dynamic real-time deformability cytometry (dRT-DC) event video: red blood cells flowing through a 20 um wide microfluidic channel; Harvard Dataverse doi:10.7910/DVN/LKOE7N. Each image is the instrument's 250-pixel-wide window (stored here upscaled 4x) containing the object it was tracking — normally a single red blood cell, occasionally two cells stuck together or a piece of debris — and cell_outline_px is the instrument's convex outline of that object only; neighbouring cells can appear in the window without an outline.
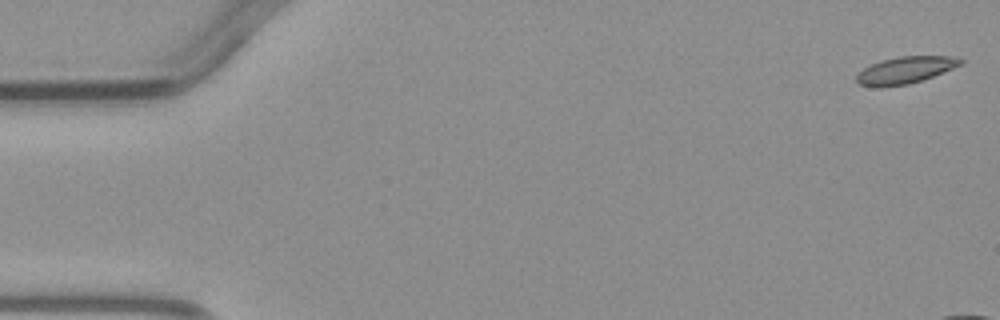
{"species": "common noctule bat (a hibernating species)", "species_latin": "Nyctalus noctula", "temperature_condition": "warm", "stored_images_in_passage": 7, "camera_frame_rate_fps": 3000, "um_per_image_px": 0.085, "animal": {"sex": "male", "body_mass_g": 23.1, "forearm_length_mm": 52.7}, "frame": {"image": 1, "passage_image": 1, "time_ms": 0.0, "image_size_px": [1000, 320], "cell_outline_px": [[964, 64], [932, 76], [908, 84], [880, 88], [860, 84], [856, 80], [856, 76], [864, 68], [880, 60], [900, 56], [956, 56], [964, 60]], "centroid_in_image_um": [76.97, 5.95], "position_along_channel_um": 8.0, "area_um2": 16.3}}